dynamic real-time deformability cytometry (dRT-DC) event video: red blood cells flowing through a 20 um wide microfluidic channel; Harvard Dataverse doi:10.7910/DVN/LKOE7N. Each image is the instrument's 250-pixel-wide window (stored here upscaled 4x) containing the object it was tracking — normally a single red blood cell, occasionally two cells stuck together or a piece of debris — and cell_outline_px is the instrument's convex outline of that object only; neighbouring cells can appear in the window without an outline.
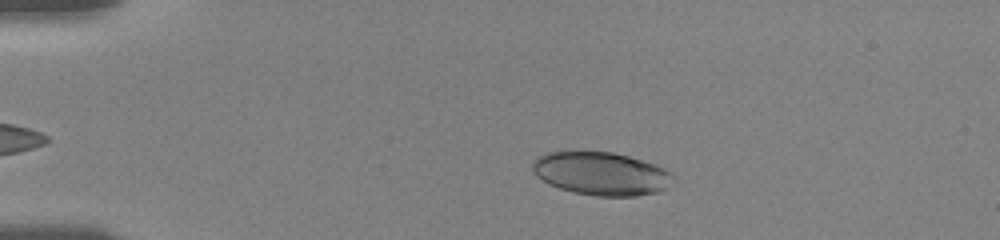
{"species": "human", "species_latin": "Homo sapiens", "temperature_condition": "room temperature", "stored_images_in_passage": 28, "camera_frame_rate_fps": 3000, "um_per_image_px": 0.085, "donor": {"sex": "female"}, "frame": {"image": 1, "passage_image": 4, "time_ms": 2.0, "image_size_px": [1000, 240], "cell_outline_px": [[672, 176], [664, 188], [660, 192], [636, 196], [596, 196], [576, 192], [560, 188], [536, 176], [532, 168], [532, 164], [536, 156], [548, 152], [576, 148], [612, 152], [628, 156], [664, 168], [672, 172]], "centroid_in_image_um": [51.02, 14.7], "position_along_channel_um": 34.0, "area_um2": 35.72}}
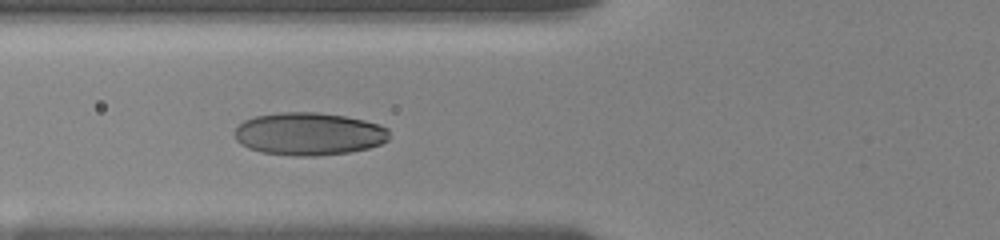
{"frame": {"image": 2, "passage_image": 18, "time_ms": 5.333, "image_size_px": [1000, 240], "cell_outline_px": [[388, 140], [380, 144], [368, 148], [348, 152], [316, 156], [292, 156], [260, 152], [248, 148], [240, 144], [236, 140], [236, 128], [244, 120], [256, 116], [280, 112], [316, 112], [344, 116], [364, 120], [380, 124], [388, 128]], "centroid_in_image_um": [26.25, 11.38], "position_along_channel_um": 99.5, "area_um2": 38.55}}
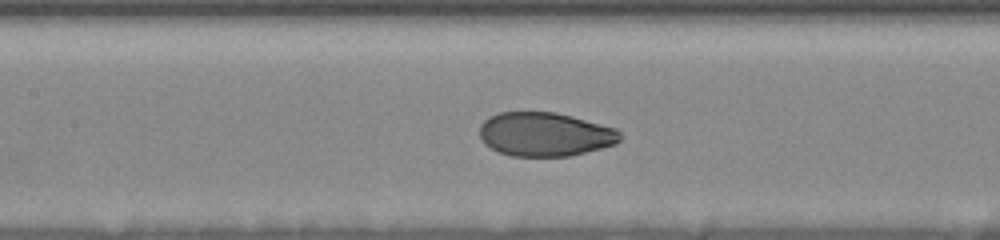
{"frame": {"image": 3, "passage_image": 25, "time_ms": 7.0, "image_size_px": [1000, 240], "cell_outline_px": [[624, 136], [616, 144], [568, 156], [512, 156], [500, 152], [484, 144], [480, 136], [480, 124], [488, 116], [500, 112], [556, 112], [572, 116], [616, 128]], "centroid_in_image_um": [46.32, 11.4], "position_along_channel_um": 161.1, "area_um2": 36.01}}